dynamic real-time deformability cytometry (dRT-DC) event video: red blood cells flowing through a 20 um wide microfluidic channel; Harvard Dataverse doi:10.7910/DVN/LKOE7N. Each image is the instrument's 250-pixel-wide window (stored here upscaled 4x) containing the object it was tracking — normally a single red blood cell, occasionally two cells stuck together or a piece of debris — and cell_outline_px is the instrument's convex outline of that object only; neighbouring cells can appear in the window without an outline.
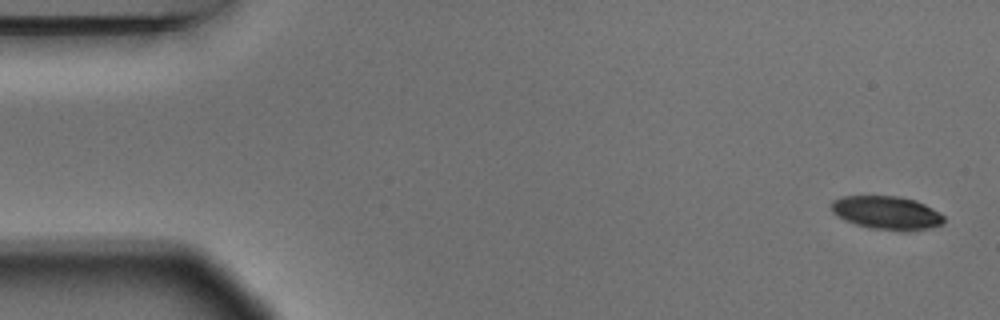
{"species": "Egyptian fruit bat (a non-hibernating species)", "species_latin": "Rousettus aegyptiacus", "temperature_condition": "warm", "stored_images_in_passage": 5, "camera_frame_rate_fps": 3000, "um_per_image_px": 0.085, "animal": {"sex": "male"}, "frame": {"image": 1, "passage_image": 1, "time_ms": 0.0, "image_size_px": [1000, 320], "cell_outline_px": [[944, 224], [928, 228], [868, 228], [844, 220], [832, 212], [832, 200], [844, 196], [900, 196], [916, 200], [940, 212], [944, 216]], "centroid_in_image_um": [75.35, 18.04], "position_along_channel_um": 9.6, "area_um2": 21.27}}